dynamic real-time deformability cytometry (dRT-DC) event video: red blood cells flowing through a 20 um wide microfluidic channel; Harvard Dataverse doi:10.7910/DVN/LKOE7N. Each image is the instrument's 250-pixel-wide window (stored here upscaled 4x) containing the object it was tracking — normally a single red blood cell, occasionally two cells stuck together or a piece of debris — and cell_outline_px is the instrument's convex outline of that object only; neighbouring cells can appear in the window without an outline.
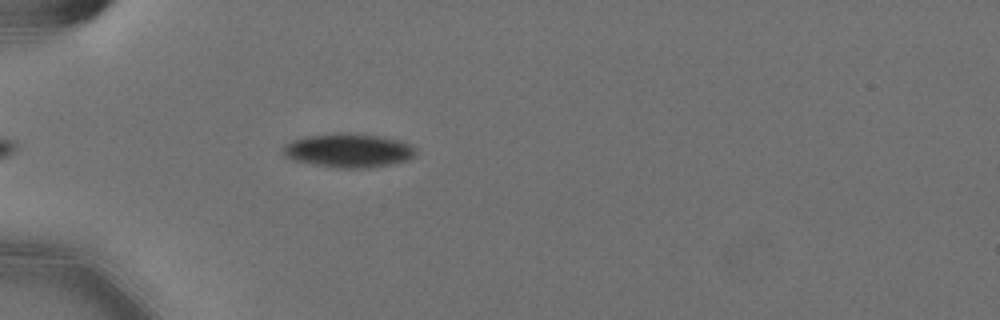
{"species": "Egyptian fruit bat (a non-hibernating species)", "species_latin": "Rousettus aegyptiacus", "temperature_condition": "cold", "stored_images_in_passage": 45, "camera_frame_rate_fps": 3000, "um_per_image_px": 0.085, "animal": {"sex": "female"}, "frame": {"image": 1, "passage_image": 6, "time_ms": 1.667, "image_size_px": [1000, 320], "cell_outline_px": [[416, 152], [412, 156], [404, 160], [388, 164], [368, 168], [340, 168], [292, 160], [284, 156], [280, 152], [280, 148], [284, 144], [292, 140], [304, 136], [336, 132], [340, 132], [376, 136], [400, 140], [412, 144], [416, 148]], "centroid_in_image_um": [29.54, 12.77], "position_along_channel_um": 55.5, "area_um2": 26.24}}
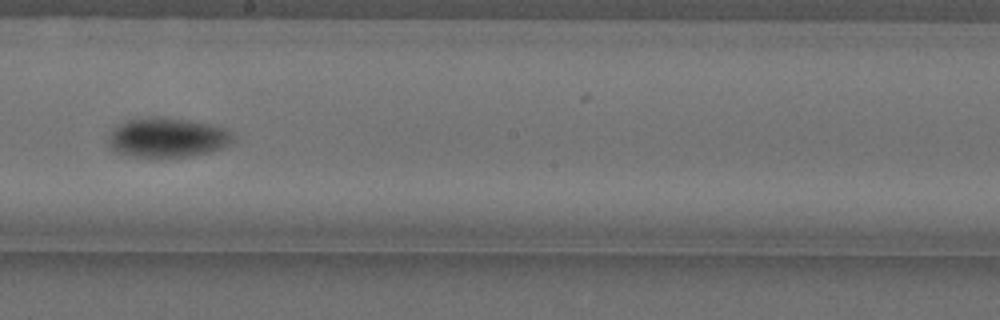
{"frame": {"image": 2, "passage_image": 22, "time_ms": 7.0, "image_size_px": [1000, 320], "cell_outline_px": [[232, 140], [220, 148], [208, 152], [188, 156], [156, 160], [132, 156], [116, 152], [108, 144], [108, 140], [112, 132], [120, 124], [128, 120], [152, 116], [164, 116], [212, 124], [224, 128], [232, 132]], "centroid_in_image_um": [14.2, 11.71], "position_along_channel_um": 234.0, "area_um2": 29.07}}
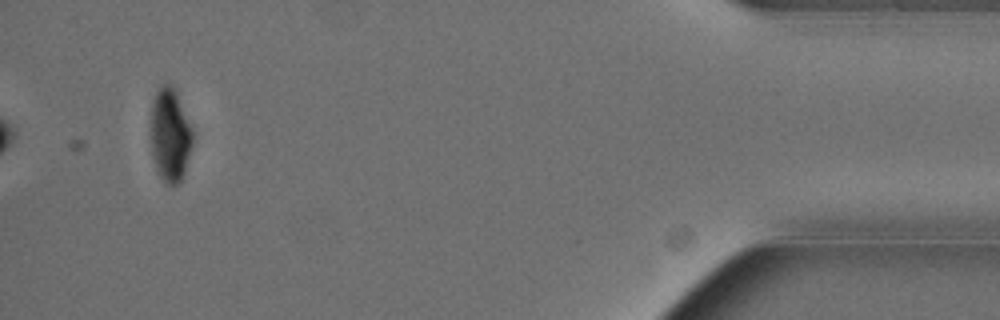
{"frame": {"image": 3, "passage_image": 43, "time_ms": 14.0, "image_size_px": [1000, 320], "cell_outline_px": [[192, 144], [184, 172], [180, 184], [168, 184], [160, 176], [156, 168], [152, 152], [152, 104], [156, 92], [164, 84], [172, 84], [176, 88], [192, 128]], "centroid_in_image_um": [14.48, 11.45], "position_along_channel_um": 420.7, "area_um2": 22.48}, "authors_computed_cell_mechanics": {"area_um2": 26.4724, "velocity_mm_per_s": 3.5852, "shape_relaxation_time_tau1_ms": 3.5693, "shape_relaxation_time_tau2_ms": null, "deformation_change_tau1": 0.1054, "deformation_change_tau2": null}}